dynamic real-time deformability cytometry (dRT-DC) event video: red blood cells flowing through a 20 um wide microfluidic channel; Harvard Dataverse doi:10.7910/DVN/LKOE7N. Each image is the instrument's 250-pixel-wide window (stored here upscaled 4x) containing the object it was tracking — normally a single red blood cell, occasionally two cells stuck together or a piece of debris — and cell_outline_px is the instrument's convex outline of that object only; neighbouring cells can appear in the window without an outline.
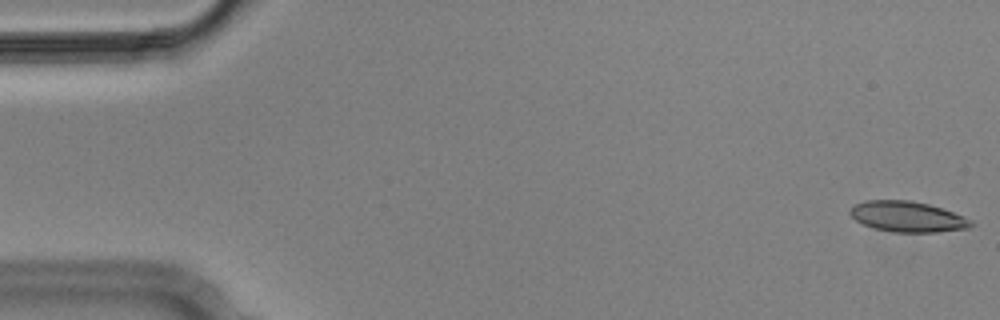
{"species": "Egyptian fruit bat (a non-hibernating species)", "species_latin": "Rousettus aegyptiacus", "temperature_condition": "cold", "stored_images_in_passage": 6, "camera_frame_rate_fps": 3000, "um_per_image_px": 0.085, "animal": {"sex": "male"}, "frame": {"image": 1, "passage_image": 1, "time_ms": 0.0, "image_size_px": [1000, 320], "cell_outline_px": [[976, 224], [968, 228], [936, 232], [892, 232], [876, 228], [864, 224], [856, 220], [848, 212], [856, 204], [864, 200], [912, 200], [928, 204], [964, 216], [972, 220]], "centroid_in_image_um": [77.16, 18.41], "position_along_channel_um": 7.8, "area_um2": 21.44}}